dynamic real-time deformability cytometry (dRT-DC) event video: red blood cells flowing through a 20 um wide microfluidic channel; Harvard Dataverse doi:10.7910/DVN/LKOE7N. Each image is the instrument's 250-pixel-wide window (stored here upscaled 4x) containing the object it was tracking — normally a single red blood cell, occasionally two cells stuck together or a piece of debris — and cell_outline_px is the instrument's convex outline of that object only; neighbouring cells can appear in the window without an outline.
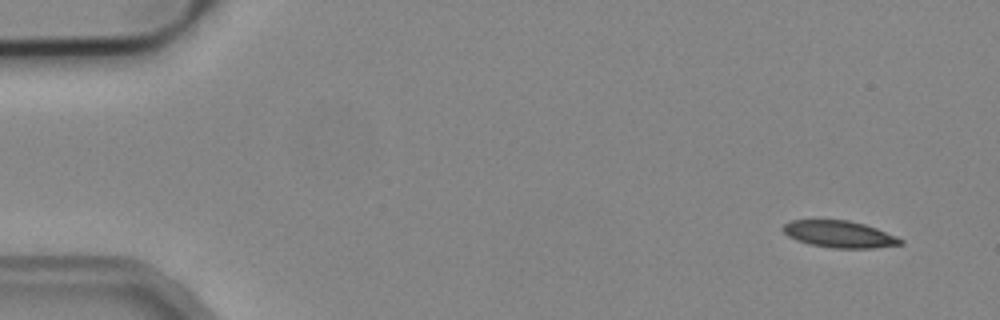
{"species": "common noctule bat (a hibernating species)", "species_latin": "Nyctalus noctula", "temperature_condition": "cold", "stored_images_in_passage": 5, "camera_frame_rate_fps": 3000, "um_per_image_px": 0.085, "animal": {"sex": "male", "body_mass_g": 19.2, "forearm_length_mm": 51.8}, "frame": {"image": 1, "passage_image": 1, "time_ms": 0.0, "image_size_px": [1000, 320], "cell_outline_px": [[904, 244], [872, 248], [832, 248], [812, 244], [796, 240], [788, 236], [780, 228], [784, 224], [792, 220], [848, 220], [864, 224], [876, 228], [896, 236], [904, 240]], "centroid_in_image_um": [71.35, 19.9], "position_along_channel_um": 13.7, "area_um2": 18.32}}
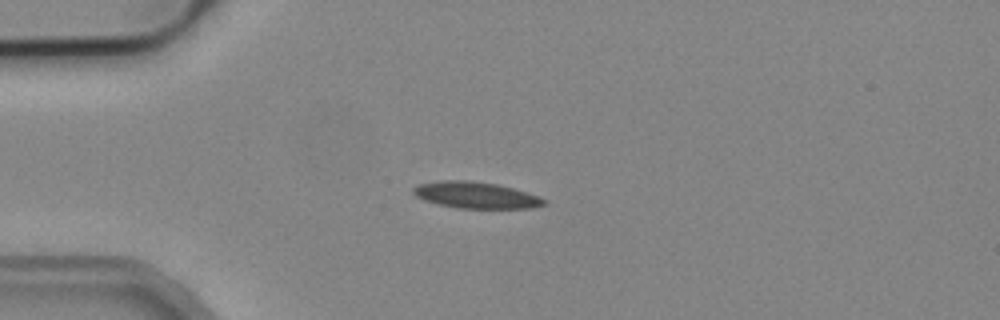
{"frame": {"image": 2, "passage_image": 4, "time_ms": 1.0, "image_size_px": [1000, 320], "cell_outline_px": [[548, 204], [532, 208], [456, 208], [424, 200], [416, 196], [412, 192], [412, 188], [420, 184], [440, 180], [468, 180], [496, 184], [512, 188], [548, 200]], "centroid_in_image_um": [40.44, 16.59], "position_along_channel_um": 44.6, "area_um2": 20.0}}